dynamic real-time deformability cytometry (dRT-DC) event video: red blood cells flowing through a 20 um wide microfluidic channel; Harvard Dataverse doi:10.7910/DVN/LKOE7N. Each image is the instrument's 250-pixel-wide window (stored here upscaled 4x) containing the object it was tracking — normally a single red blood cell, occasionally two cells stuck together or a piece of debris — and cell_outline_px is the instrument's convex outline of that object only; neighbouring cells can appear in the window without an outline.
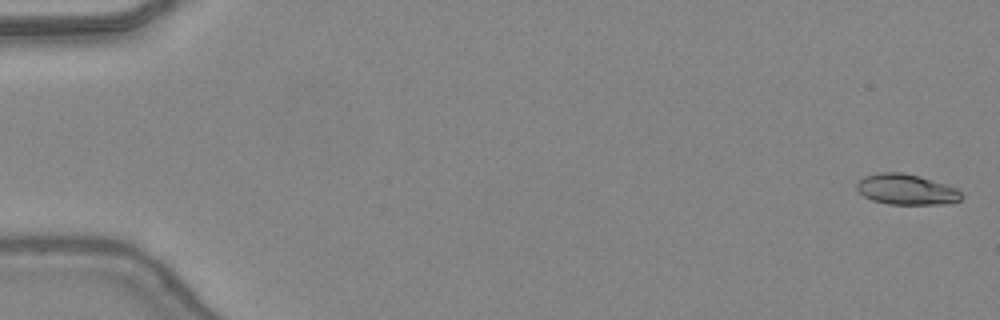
{"species": "common noctule bat (a hibernating species)", "species_latin": "Nyctalus noctula", "temperature_condition": "warm", "stored_images_in_passage": 47, "camera_frame_rate_fps": 3000, "um_per_image_px": 0.085, "animal": {"sex": "female", "body_mass_g": 24.6, "forearm_length_mm": 56.2}, "frame": {"image": 1, "passage_image": 1, "time_ms": 0.0, "image_size_px": [1000, 320], "cell_outline_px": [[964, 196], [960, 200], [948, 204], [888, 204], [872, 200], [864, 196], [856, 188], [856, 184], [864, 176], [880, 172], [904, 172], [944, 184], [956, 188]], "centroid_in_image_um": [77.03, 16.11], "position_along_channel_um": 8.0, "area_um2": 18.55}}
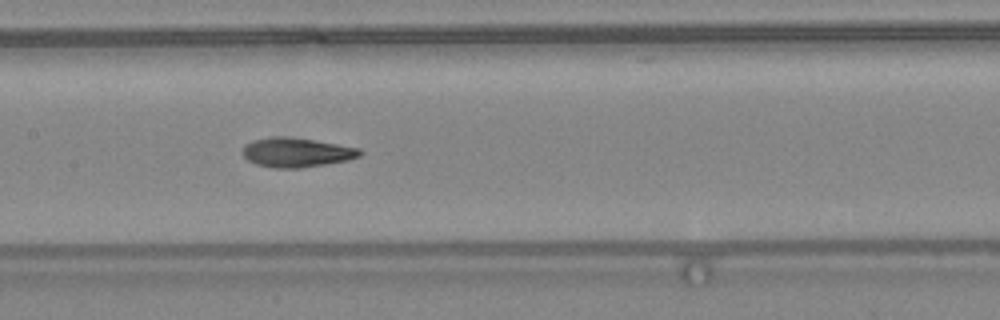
{"frame": {"image": 2, "passage_image": 24, "time_ms": 7.667, "image_size_px": [1000, 320], "cell_outline_px": [[364, 152], [360, 156], [348, 160], [300, 168], [276, 168], [256, 164], [248, 160], [244, 156], [244, 144], [256, 140], [276, 136], [280, 136], [316, 140], [360, 148]], "centroid_in_image_um": [25.25, 12.96], "position_along_channel_um": 182.2, "area_um2": 19.88}}
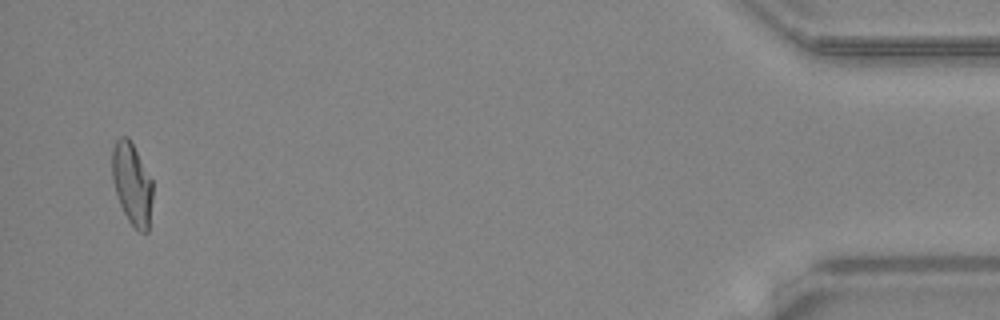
{"frame": {"image": 3, "passage_image": 46, "time_ms": 15.0, "image_size_px": [1000, 320], "cell_outline_px": [[152, 200], [148, 232], [140, 232], [128, 220], [120, 204], [112, 180], [112, 148], [116, 140], [120, 136], [128, 136], [152, 180]], "centroid_in_image_um": [11.21, 15.61], "position_along_channel_um": 424.0, "area_um2": 19.19}, "authors_computed_cell_mechanics": {"area_um2": 19.5364, "velocity_mm_per_s": 4.4228, "shape_relaxation_time_tau1_ms": 5.9225, "shape_relaxation_time_tau2_ms": 1.4358, "deformation_change_tau1": 0.2313, "deformation_change_tau2": 0.0855}}